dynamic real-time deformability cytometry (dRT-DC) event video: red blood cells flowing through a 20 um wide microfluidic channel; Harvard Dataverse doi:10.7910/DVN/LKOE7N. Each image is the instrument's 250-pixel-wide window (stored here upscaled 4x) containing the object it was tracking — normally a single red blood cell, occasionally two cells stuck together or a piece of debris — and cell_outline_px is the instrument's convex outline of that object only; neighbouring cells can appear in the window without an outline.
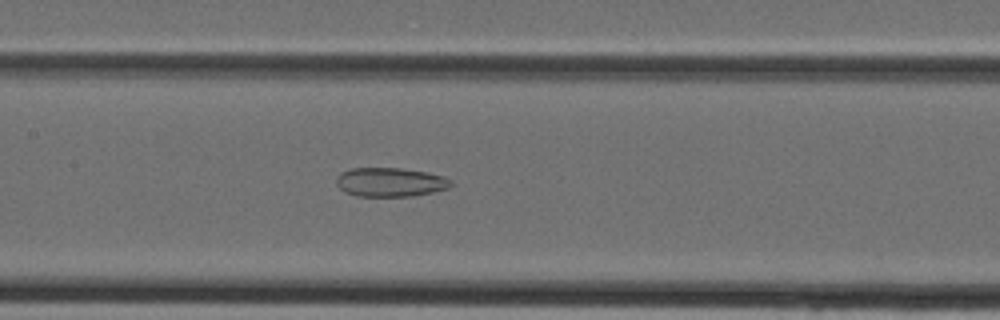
{"species": "Egyptian fruit bat (a non-hibernating species)", "species_latin": "Rousettus aegyptiacus", "temperature_condition": "cold", "stored_images_in_passage": 39, "camera_frame_rate_fps": 3000, "um_per_image_px": 0.085, "animal": {"sex": "female"}, "frame": {"image": 1, "passage_image": 19, "time_ms": 6.0, "image_size_px": [1000, 320], "cell_outline_px": [[452, 184], [448, 188], [432, 192], [412, 196], [356, 196], [344, 192], [336, 184], [336, 180], [340, 172], [352, 168], [400, 168], [428, 172], [444, 176], [452, 180]], "centroid_in_image_um": [33.17, 15.48], "position_along_channel_um": 174.2, "area_um2": 19.48}}
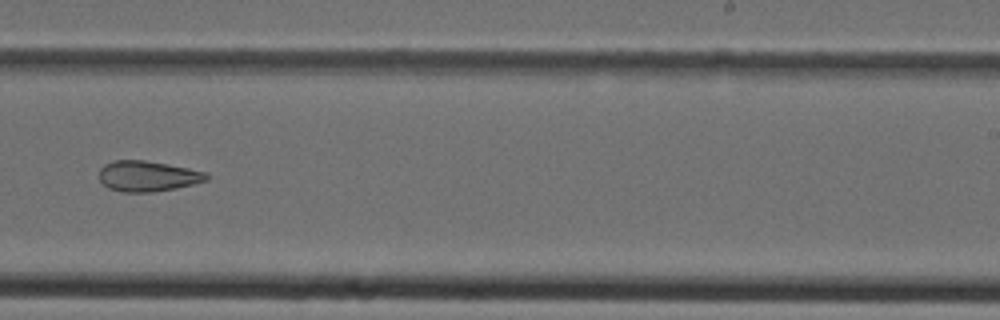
{"frame": {"image": 2, "passage_image": 25, "time_ms": 8.0, "image_size_px": [1000, 320], "cell_outline_px": [[208, 180], [176, 188], [152, 192], [124, 192], [108, 188], [100, 180], [100, 168], [104, 164], [116, 160], [144, 160], [168, 164], [208, 172]], "centroid_in_image_um": [12.56, 14.97], "position_along_channel_um": 276.4, "area_um2": 19.07}}
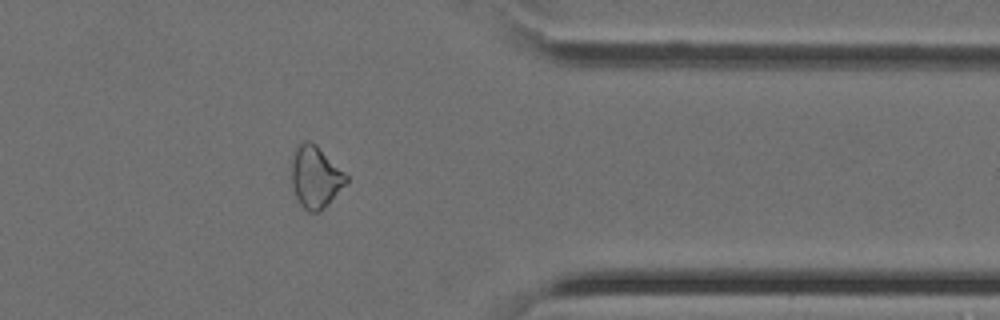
{"frame": {"image": 3, "passage_image": 32, "time_ms": 10.333, "image_size_px": [1000, 320], "cell_outline_px": [[348, 184], [320, 212], [308, 212], [300, 204], [296, 196], [292, 184], [292, 160], [296, 148], [304, 140], [308, 140], [316, 144], [348, 176]], "centroid_in_image_um": [26.84, 15.07], "position_along_channel_um": 384.6, "area_um2": 19.71}}